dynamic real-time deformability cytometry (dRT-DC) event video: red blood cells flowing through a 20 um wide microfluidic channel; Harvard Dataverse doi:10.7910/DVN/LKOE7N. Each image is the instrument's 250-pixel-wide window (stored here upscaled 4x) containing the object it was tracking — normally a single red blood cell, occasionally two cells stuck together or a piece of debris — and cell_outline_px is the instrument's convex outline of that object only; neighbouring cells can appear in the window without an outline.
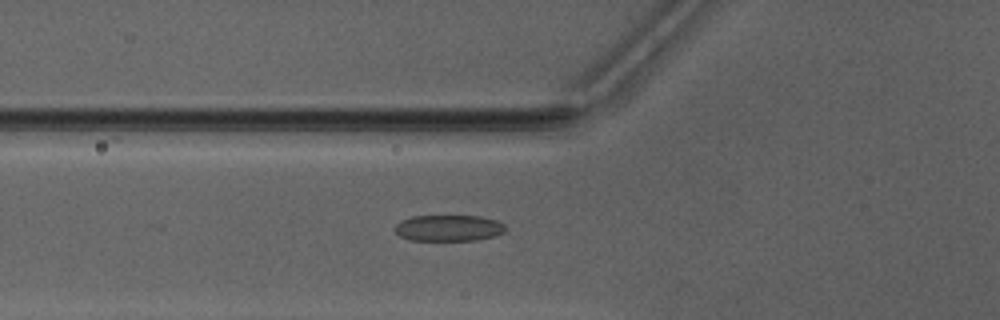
{"species": "Egyptian fruit bat (a non-hibernating species)", "species_latin": "Rousettus aegyptiacus", "temperature_condition": "warm", "stored_images_in_passage": 34, "camera_frame_rate_fps": 3000, "um_per_image_px": 0.085, "animal": {"sex": "male"}, "frame": {"image": 1, "passage_image": 18, "time_ms": 5.667, "image_size_px": [1000, 320], "cell_outline_px": [[504, 232], [496, 236], [476, 240], [408, 240], [400, 236], [392, 228], [400, 220], [412, 216], [480, 216], [496, 220], [504, 224]], "centroid_in_image_um": [38.1, 19.38], "position_along_channel_um": 87.7, "area_um2": 16.99}}
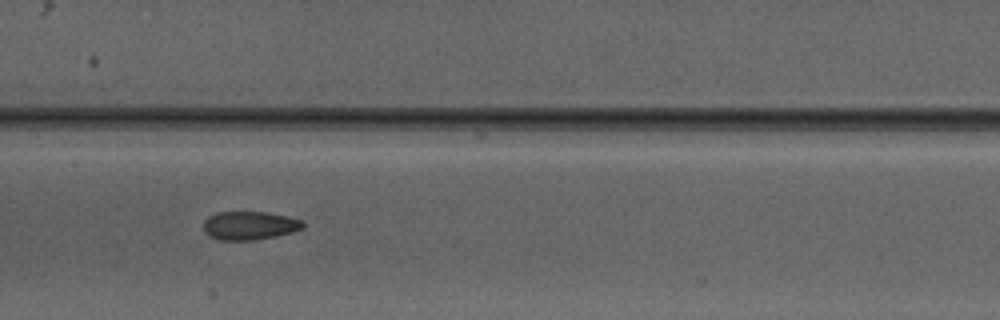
{"frame": {"image": 2, "passage_image": 25, "time_ms": 8.0, "image_size_px": [1000, 320], "cell_outline_px": [[304, 228], [292, 232], [256, 240], [220, 240], [208, 236], [204, 232], [204, 220], [208, 216], [216, 212], [268, 212], [304, 220]], "centroid_in_image_um": [21.2, 19.17], "position_along_channel_um": 186.2, "area_um2": 16.65}}
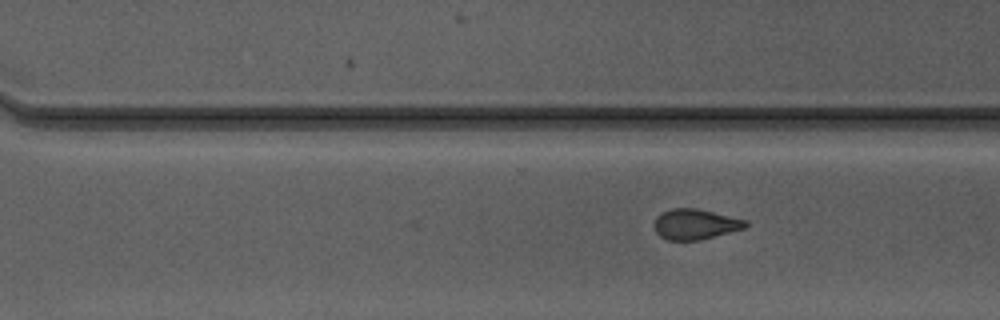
{"frame": {"image": 3, "passage_image": 34, "time_ms": 11.0, "image_size_px": [1000, 320], "cell_outline_px": [[748, 224], [744, 228], [700, 240], [668, 240], [660, 236], [656, 232], [652, 224], [656, 216], [672, 208], [696, 208], [748, 220]], "centroid_in_image_um": [59.07, 19.05], "position_along_channel_um": 311.5, "area_um2": 16.18}}